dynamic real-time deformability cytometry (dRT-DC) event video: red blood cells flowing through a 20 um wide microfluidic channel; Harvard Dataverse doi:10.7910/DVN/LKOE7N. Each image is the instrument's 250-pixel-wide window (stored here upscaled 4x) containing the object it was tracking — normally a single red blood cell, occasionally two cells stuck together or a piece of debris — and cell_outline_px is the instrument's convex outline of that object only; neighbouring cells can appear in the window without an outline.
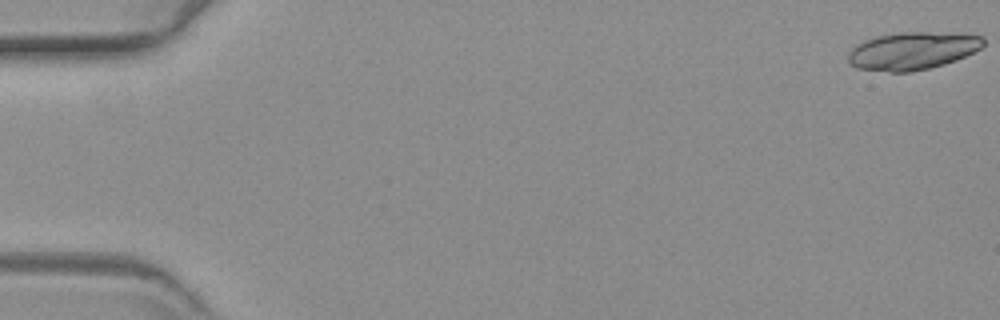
{"species": "common noctule bat (a hibernating species)", "species_latin": "Nyctalus noctula", "temperature_condition": "warm", "stored_images_in_passage": 58, "camera_frame_rate_fps": 3000, "um_per_image_px": 0.085, "animal": {"sex": "female", "body_mass_g": 19.3, "forearm_length_mm": 54.1}, "frame": {"image": 1, "passage_image": 1, "time_ms": 0.0, "image_size_px": [1000, 320], "cell_outline_px": [[984, 44], [980, 48], [956, 60], [944, 64], [928, 68], [908, 72], [888, 72], [856, 68], [848, 64], [848, 52], [856, 44], [864, 40], [876, 36], [896, 32], [964, 32], [984, 36]], "centroid_in_image_um": [77.55, 4.3], "position_along_channel_um": 7.4, "area_um2": 30.17}}
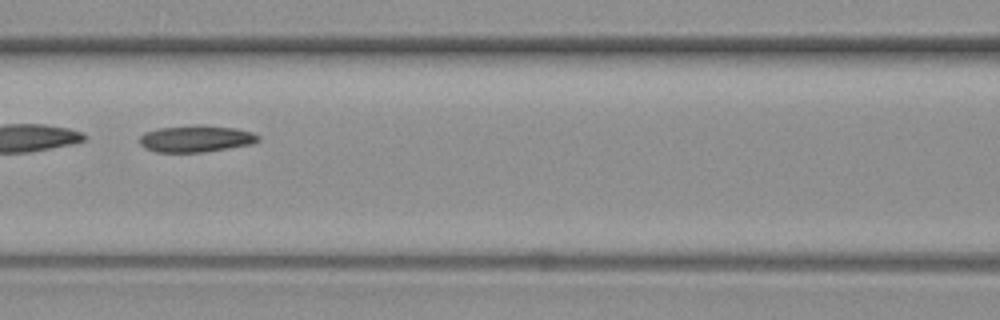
{"frame": {"image": 2, "passage_image": 27, "time_ms": 8.667, "image_size_px": [1000, 320], "cell_outline_px": [[260, 140], [252, 144], [204, 152], [156, 152], [144, 148], [140, 144], [140, 136], [144, 132], [160, 128], [196, 124], [200, 124], [236, 128], [252, 132], [260, 136]], "centroid_in_image_um": [16.66, 11.78], "position_along_channel_um": 149.9, "area_um2": 18.67}}
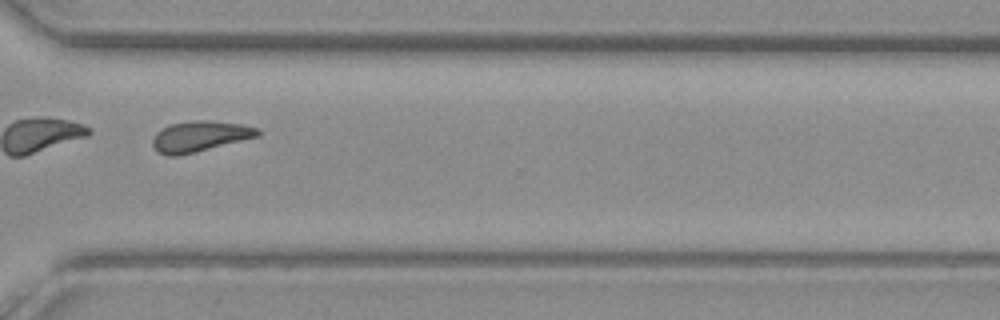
{"frame": {"image": 3, "passage_image": 44, "time_ms": 14.333, "image_size_px": [1000, 320], "cell_outline_px": [[260, 136], [196, 152], [176, 156], [168, 156], [160, 152], [152, 144], [152, 140], [156, 132], [172, 124], [196, 120], [208, 120], [244, 124], [260, 128]], "centroid_in_image_um": [17.05, 11.58], "position_along_channel_um": 353.5, "area_um2": 18.73}}